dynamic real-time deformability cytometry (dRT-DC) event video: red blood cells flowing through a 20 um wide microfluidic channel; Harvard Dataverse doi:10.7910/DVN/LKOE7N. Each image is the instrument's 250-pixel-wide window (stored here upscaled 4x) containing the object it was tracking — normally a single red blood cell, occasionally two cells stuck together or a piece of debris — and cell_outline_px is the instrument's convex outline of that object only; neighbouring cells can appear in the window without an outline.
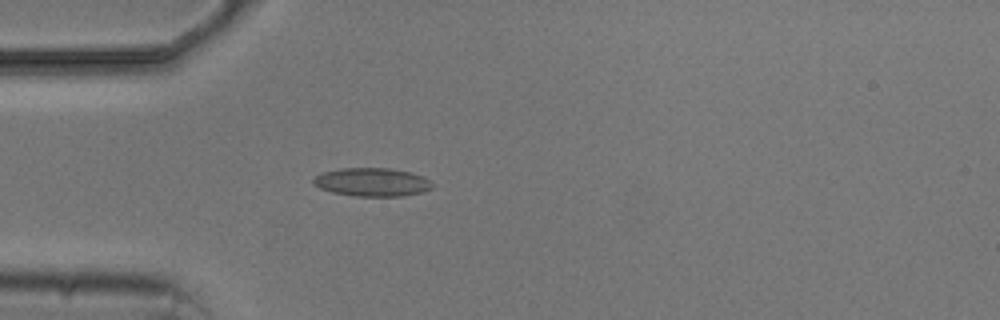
{"species": "common noctule bat (a hibernating species)", "species_latin": "Nyctalus noctula", "temperature_condition": "cold", "stored_images_in_passage": 4, "camera_frame_rate_fps": 3000, "um_per_image_px": 0.085, "animal": {"sex": "male", "body_mass_g": 20.5, "forearm_length_mm": 52.5}, "frame": {"image": 1, "passage_image": 4, "time_ms": 4.333, "image_size_px": [1000, 320], "cell_outline_px": [[436, 184], [432, 188], [424, 192], [404, 196], [356, 196], [332, 192], [320, 188], [312, 184], [312, 180], [320, 172], [340, 168], [388, 168], [412, 172], [424, 176]], "centroid_in_image_um": [31.66, 15.47], "position_along_channel_um": 53.3, "area_um2": 20.06}}